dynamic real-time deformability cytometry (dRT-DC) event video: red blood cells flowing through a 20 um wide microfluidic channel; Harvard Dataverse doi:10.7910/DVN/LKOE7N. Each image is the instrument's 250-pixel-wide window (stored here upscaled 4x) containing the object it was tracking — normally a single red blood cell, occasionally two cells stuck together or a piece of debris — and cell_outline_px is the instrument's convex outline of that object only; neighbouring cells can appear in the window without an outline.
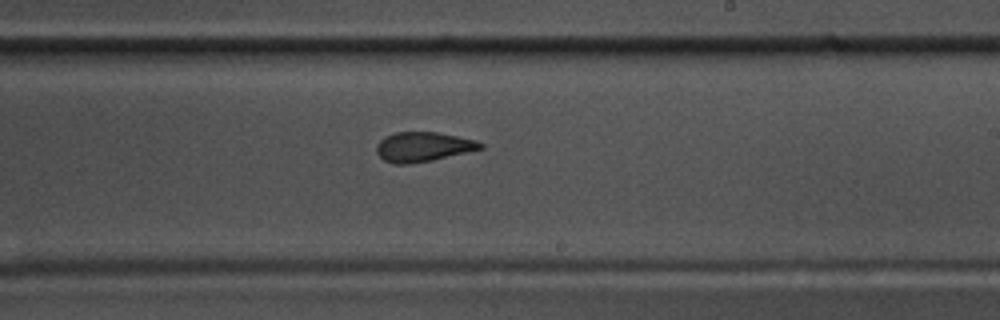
{"species": "common noctule bat (a hibernating species)", "species_latin": "Nyctalus noctula", "temperature_condition": "warm", "stored_images_in_passage": 41, "camera_frame_rate_fps": 3000, "um_per_image_px": 0.085, "animal": {"sex": "male", "body_mass_g": 17.5, "forearm_length_mm": 52.3}, "frame": {"image": 1, "passage_image": 18, "time_ms": 5.667, "image_size_px": [1000, 320], "cell_outline_px": [[484, 148], [432, 160], [408, 164], [392, 164], [384, 160], [376, 152], [376, 144], [380, 140], [396, 132], [436, 132], [476, 140], [484, 144]], "centroid_in_image_um": [35.95, 12.48], "position_along_channel_um": 253.0, "area_um2": 17.8}}
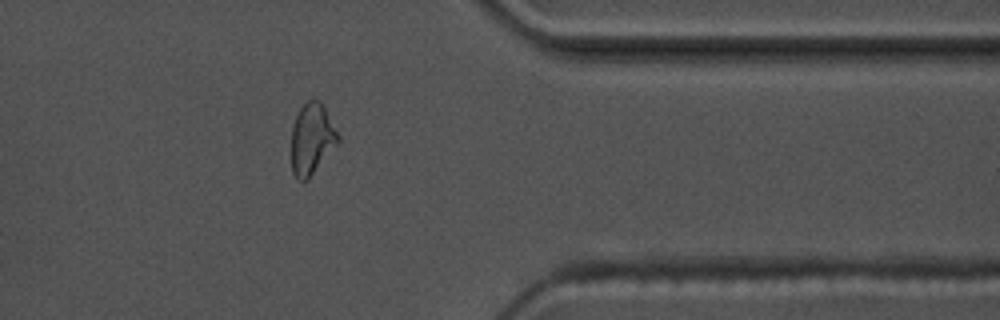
{"frame": {"image": 2, "passage_image": 30, "time_ms": 9.667, "image_size_px": [1000, 320], "cell_outline_px": [[340, 140], [308, 180], [296, 180], [292, 172], [292, 128], [296, 116], [300, 108], [308, 100], [320, 100], [340, 136]], "centroid_in_image_um": [26.5, 11.83], "position_along_channel_um": 384.9, "area_um2": 19.19}, "authors_computed_cell_mechanics": {"area_um2": 18.6694, "velocity_mm_per_s": 3.6182, "shape_relaxation_time_tau1_ms": null, "shape_relaxation_time_tau2_ms": 1.5287, "deformation_change_tau1": null, "deformation_change_tau2": 0.0771}}